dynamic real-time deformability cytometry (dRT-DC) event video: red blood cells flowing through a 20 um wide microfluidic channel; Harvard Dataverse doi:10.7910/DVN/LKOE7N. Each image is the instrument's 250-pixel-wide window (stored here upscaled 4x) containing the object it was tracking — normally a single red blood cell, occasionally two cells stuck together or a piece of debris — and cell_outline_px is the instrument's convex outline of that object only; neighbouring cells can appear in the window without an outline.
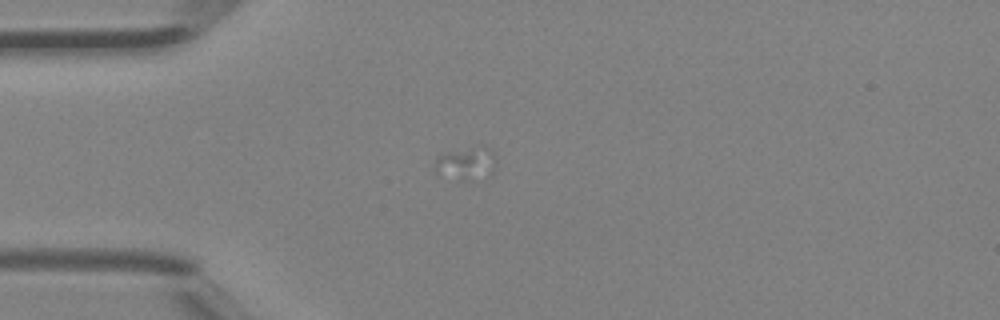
{"species": "Egyptian fruit bat (a non-hibernating species)", "species_latin": "Rousettus aegyptiacus", "temperature_condition": "room temperature", "stored_images_in_passage": 4, "camera_frame_rate_fps": 3000, "um_per_image_px": 0.085, "animal": {"sex": "female"}, "frame": {"image": 1, "passage_image": 1, "time_ms": 0.0, "image_size_px": [1000, 320], "cell_outline_px": [[496, 164], [492, 172], [488, 176], [464, 180], [436, 172], [436, 160], [444, 152], [484, 144], [496, 156]], "centroid_in_image_um": [39.7, 13.83], "position_along_channel_um": 45.3, "area_um2": 11.56}}